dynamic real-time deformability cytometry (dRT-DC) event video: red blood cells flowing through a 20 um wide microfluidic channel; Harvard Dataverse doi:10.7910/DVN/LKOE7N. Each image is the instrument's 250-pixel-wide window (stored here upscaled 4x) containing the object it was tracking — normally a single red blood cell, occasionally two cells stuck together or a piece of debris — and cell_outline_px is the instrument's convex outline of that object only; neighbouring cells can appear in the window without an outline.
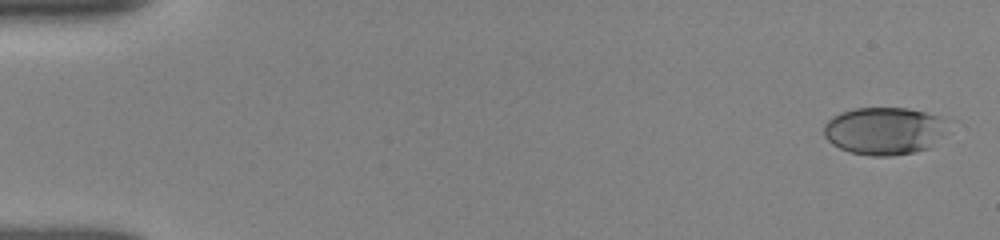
{"species": "human", "species_latin": "Homo sapiens", "temperature_condition": "room temperature", "stored_images_in_passage": 14, "camera_frame_rate_fps": 3000, "um_per_image_px": 0.085, "donor": {"sex": "female"}, "frame": {"image": 1, "passage_image": 1, "time_ms": 0.0, "image_size_px": [1000, 240], "cell_outline_px": [[936, 116], [932, 140], [928, 148], [916, 152], [892, 156], [872, 156], [852, 152], [840, 148], [832, 144], [824, 136], [824, 124], [832, 116], [840, 112], [856, 108], [908, 108], [924, 112]], "centroid_in_image_um": [74.88, 11.13], "position_along_channel_um": 10.1, "area_um2": 32.48}}
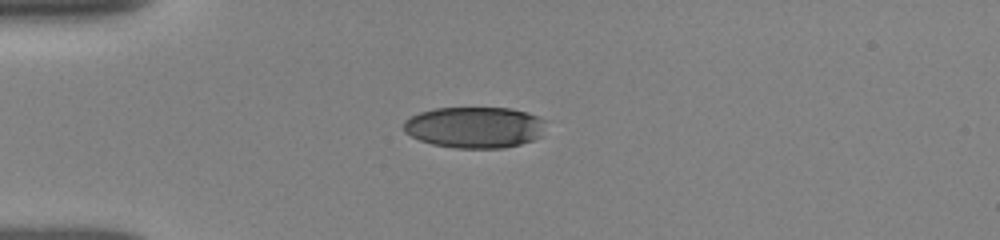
{"frame": {"image": 2, "passage_image": 10, "time_ms": 4.0, "image_size_px": [1000, 240], "cell_outline_px": [[544, 120], [540, 136], [532, 140], [520, 144], [504, 148], [456, 148], [432, 144], [420, 140], [404, 132], [404, 120], [420, 112], [436, 108], [512, 108], [536, 116]], "centroid_in_image_um": [40.31, 10.82], "position_along_channel_um": 44.7, "area_um2": 33.87}}
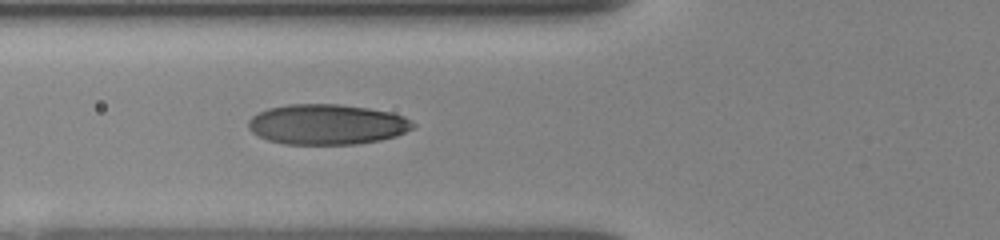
{"frame": {"image": 3, "passage_image": 14, "time_ms": 6.0, "image_size_px": [1000, 240], "cell_outline_px": [[416, 128], [396, 136], [380, 140], [356, 144], [284, 144], [268, 140], [252, 132], [248, 128], [248, 120], [252, 116], [268, 108], [288, 104], [336, 104], [368, 108], [392, 112], [404, 116], [412, 120], [416, 124]], "centroid_in_image_um": [27.83, 10.57], "position_along_channel_um": 98.0, "area_um2": 38.9}}